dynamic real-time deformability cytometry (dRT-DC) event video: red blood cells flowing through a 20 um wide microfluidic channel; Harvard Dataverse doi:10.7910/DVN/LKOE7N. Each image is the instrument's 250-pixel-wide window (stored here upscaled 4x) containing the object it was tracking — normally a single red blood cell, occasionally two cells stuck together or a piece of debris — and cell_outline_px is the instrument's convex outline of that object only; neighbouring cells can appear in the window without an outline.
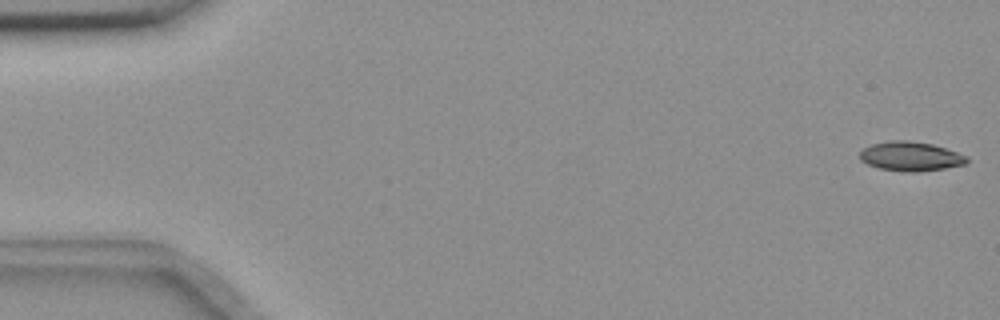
{"species": "common noctule bat (a hibernating species)", "species_latin": "Nyctalus noctula", "temperature_condition": "room temperature", "stored_images_in_passage": 55, "camera_frame_rate_fps": 3000, "um_per_image_px": 0.085, "animal": {"sex": "female", "body_mass_g": 18.4}, "frame": {"image": 1, "passage_image": 1, "time_ms": 0.0, "image_size_px": [1000, 320], "cell_outline_px": [[968, 160], [964, 164], [944, 168], [916, 172], [904, 172], [880, 168], [868, 164], [860, 160], [860, 152], [864, 148], [872, 144], [888, 140], [908, 140], [932, 144], [968, 156]], "centroid_in_image_um": [77.38, 13.28], "position_along_channel_um": 7.6, "area_um2": 18.15}}
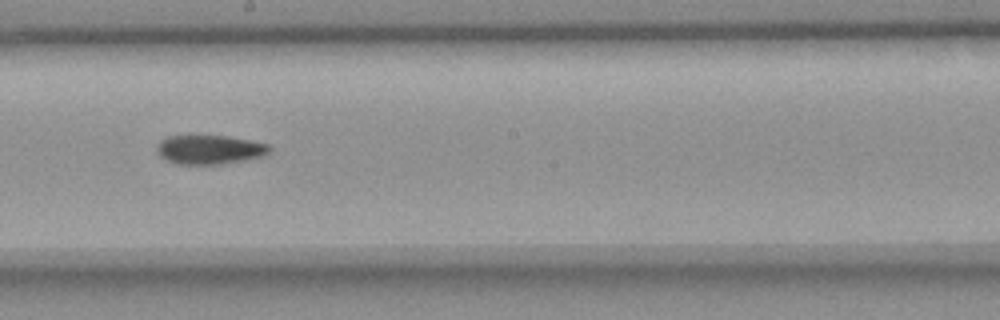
{"frame": {"image": 2, "passage_image": 31, "time_ms": 10.0, "image_size_px": [1000, 320], "cell_outline_px": [[272, 148], [264, 156], [244, 160], [220, 164], [176, 164], [160, 156], [156, 152], [156, 144], [160, 140], [168, 136], [228, 136], [252, 140], [268, 144]], "centroid_in_image_um": [17.81, 12.71], "position_along_channel_um": 230.4, "area_um2": 19.19}}
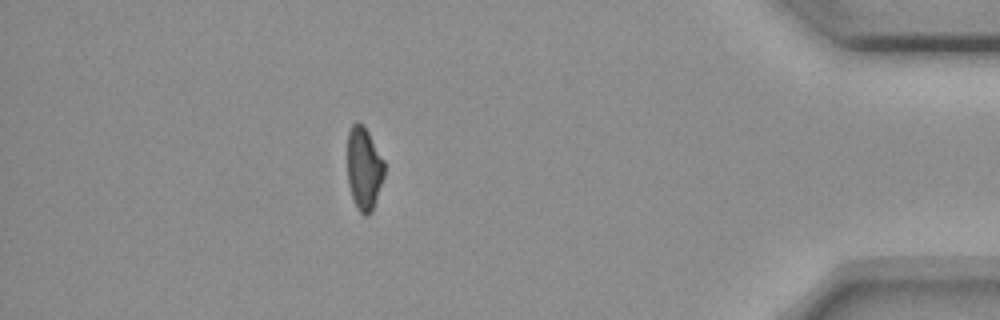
{"frame": {"image": 3, "passage_image": 49, "time_ms": 16.0, "image_size_px": [1000, 320], "cell_outline_px": [[384, 176], [372, 212], [368, 216], [364, 216], [356, 208], [348, 184], [348, 132], [352, 124], [356, 120], [368, 132], [384, 160]], "centroid_in_image_um": [30.94, 14.35], "position_along_channel_um": 404.3, "area_um2": 17.8}}